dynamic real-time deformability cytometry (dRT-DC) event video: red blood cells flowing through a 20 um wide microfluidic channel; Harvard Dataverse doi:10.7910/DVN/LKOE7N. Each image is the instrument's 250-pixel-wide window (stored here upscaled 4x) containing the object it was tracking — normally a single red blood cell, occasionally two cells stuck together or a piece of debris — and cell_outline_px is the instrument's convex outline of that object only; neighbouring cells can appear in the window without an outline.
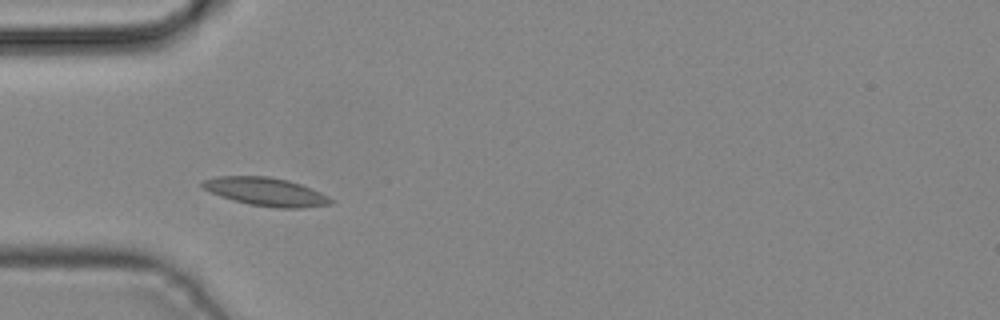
{"species": "common noctule bat (a hibernating species)", "species_latin": "Nyctalus noctula", "temperature_condition": "cold", "stored_images_in_passage": 27, "camera_frame_rate_fps": 3000, "um_per_image_px": 0.085, "animal": {"sex": "male", "body_mass_g": 19.2, "forearm_length_mm": 51.8}, "frame": {"image": 1, "passage_image": 1, "time_ms": 0.0, "image_size_px": [1000, 320], "cell_outline_px": [[336, 200], [332, 204], [300, 208], [276, 208], [248, 204], [232, 200], [220, 196], [204, 188], [200, 184], [204, 180], [216, 176], [268, 176], [288, 180], [300, 184], [320, 192]], "centroid_in_image_um": [22.62, 16.3], "position_along_channel_um": 62.4, "area_um2": 21.15}}
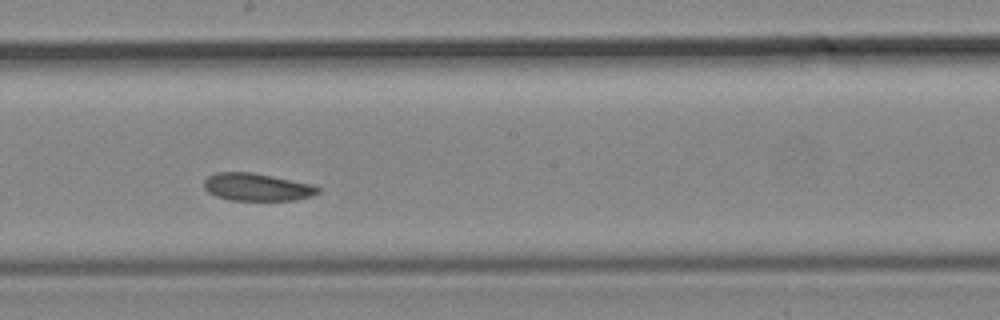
{"frame": {"image": 2, "passage_image": 12, "time_ms": 3.667, "image_size_px": [1000, 320], "cell_outline_px": [[320, 192], [312, 196], [296, 200], [228, 200], [216, 196], [208, 192], [204, 188], [204, 180], [208, 176], [216, 172], [252, 172], [312, 184], [320, 188]], "centroid_in_image_um": [21.83, 15.9], "position_along_channel_um": 226.4, "area_um2": 18.38}}
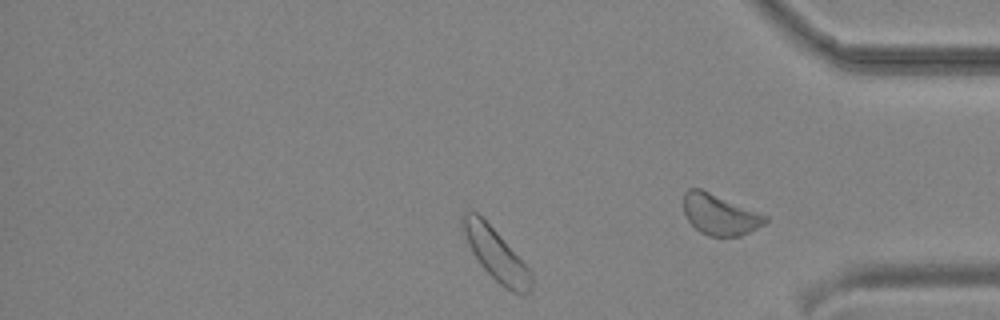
{"frame": {"image": 3, "passage_image": 22, "time_ms": 7.0, "image_size_px": [1000, 320], "cell_outline_px": [[532, 288], [524, 296], [512, 292], [504, 288], [480, 264], [472, 252], [460, 232], [460, 216], [464, 212], [476, 212], [500, 236], [532, 272]], "centroid_in_image_um": [42.11, 21.63], "position_along_channel_um": 393.1, "area_um2": 20.75}}